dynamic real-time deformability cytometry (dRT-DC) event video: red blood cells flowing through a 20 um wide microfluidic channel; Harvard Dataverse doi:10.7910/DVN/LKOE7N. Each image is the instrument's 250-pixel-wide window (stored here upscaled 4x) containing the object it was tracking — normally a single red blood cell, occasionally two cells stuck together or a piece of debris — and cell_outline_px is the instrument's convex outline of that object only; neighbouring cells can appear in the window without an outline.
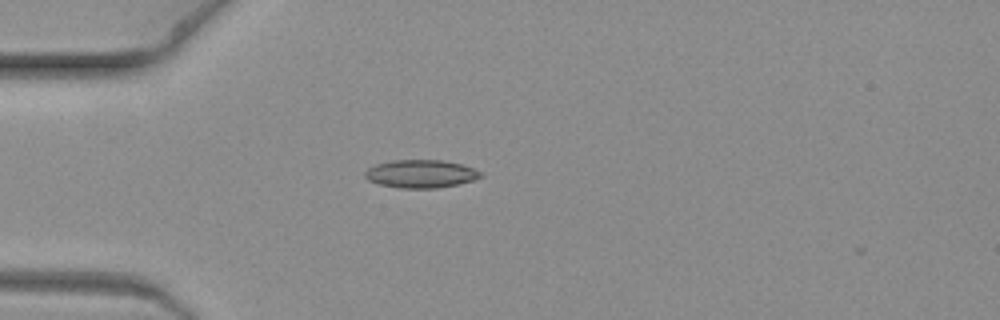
{"species": "common noctule bat (a hibernating species)", "species_latin": "Nyctalus noctula", "temperature_condition": "warm", "stored_images_in_passage": 2, "camera_frame_rate_fps": 3000, "um_per_image_px": 0.085, "animal": {"sex": "female", "body_mass_g": 19.3, "forearm_length_mm": 54.1}, "frame": {"image": 1, "passage_image": 1, "time_ms": 0.0, "image_size_px": [1000, 320], "cell_outline_px": [[484, 176], [472, 180], [456, 184], [436, 188], [400, 188], [380, 184], [368, 180], [364, 176], [364, 172], [368, 168], [376, 164], [392, 160], [444, 160], [460, 164], [472, 168], [480, 172]], "centroid_in_image_um": [35.74, 14.77], "position_along_channel_um": 49.3, "area_um2": 18.73}}